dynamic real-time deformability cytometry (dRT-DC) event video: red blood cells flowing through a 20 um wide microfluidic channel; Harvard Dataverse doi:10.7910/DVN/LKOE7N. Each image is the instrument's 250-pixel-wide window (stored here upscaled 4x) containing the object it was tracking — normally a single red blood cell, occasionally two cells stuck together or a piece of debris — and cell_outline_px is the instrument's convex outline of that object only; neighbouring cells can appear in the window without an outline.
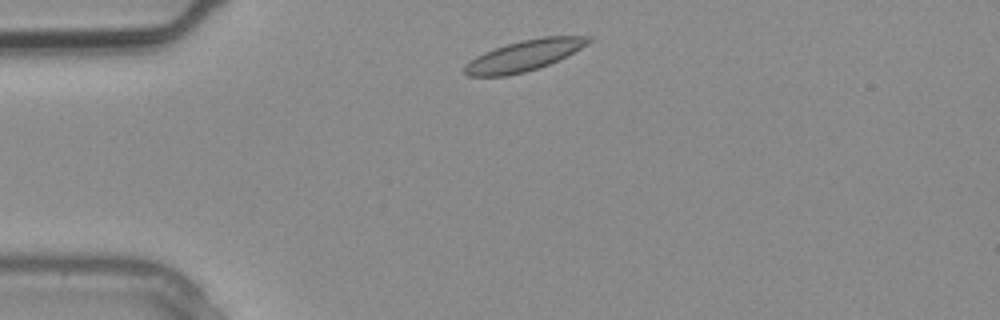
{"species": "common noctule bat (a hibernating species)", "species_latin": "Nyctalus noctula", "temperature_condition": "warm", "stored_images_in_passage": 2, "camera_frame_rate_fps": 3000, "um_per_image_px": 0.085, "animal": {"sex": "male", "body_mass_g": 20.4}, "frame": {"image": 1, "passage_image": 1, "time_ms": 0.0, "image_size_px": [1000, 320], "cell_outline_px": [[592, 40], [588, 44], [548, 64], [524, 72], [508, 76], [468, 76], [464, 72], [464, 68], [476, 56], [484, 52], [520, 40], [544, 36], [592, 36]], "centroid_in_image_um": [44.55, 4.71], "position_along_channel_um": 40.4, "area_um2": 21.73}}
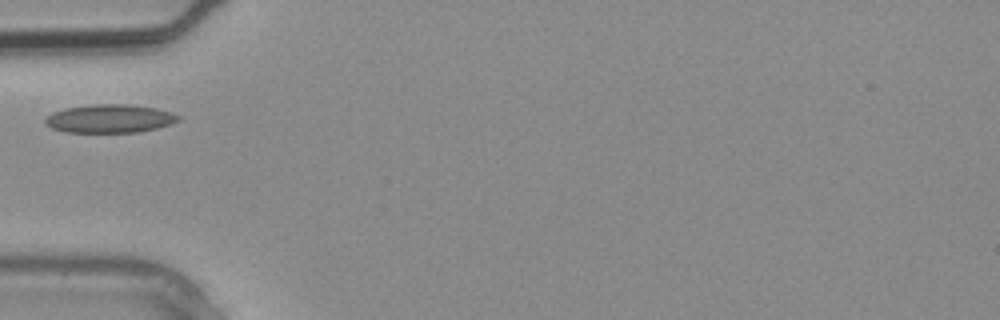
{"frame": {"image": 2, "passage_image": 2, "time_ms": 0.333, "image_size_px": [1000, 320], "cell_outline_px": [[180, 120], [156, 128], [140, 132], [64, 132], [52, 128], [44, 124], [44, 120], [52, 112], [64, 108], [92, 104], [128, 104], [156, 108], [172, 112], [180, 116]], "centroid_in_image_um": [9.3, 10.08], "position_along_channel_um": 75.7, "area_um2": 22.08}}